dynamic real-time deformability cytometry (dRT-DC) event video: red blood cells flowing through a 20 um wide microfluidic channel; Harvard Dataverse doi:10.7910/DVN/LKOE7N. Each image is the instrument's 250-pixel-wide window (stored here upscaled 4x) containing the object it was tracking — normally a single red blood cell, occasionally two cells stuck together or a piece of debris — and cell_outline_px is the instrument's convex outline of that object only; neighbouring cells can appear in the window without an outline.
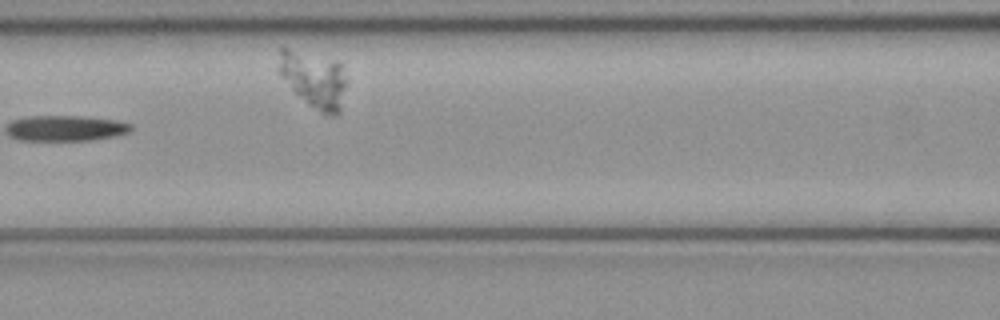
{"species": "common noctule bat (a hibernating species)", "species_latin": "Nyctalus noctula", "temperature_condition": "cold", "stored_images_in_passage": 6, "camera_frame_rate_fps": 3000, "um_per_image_px": 0.085, "animal": {"sex": "female", "body_mass_g": 21.9}, "frame": {"image": 1, "passage_image": 6, "time_ms": 1.667, "image_size_px": [1000, 320], "cell_outline_px": [[348, 84], [340, 112], [336, 116], [328, 116], [320, 112], [308, 104], [280, 76], [280, 48], [284, 48], [340, 60], [348, 80]], "centroid_in_image_um": [26.79, 6.77], "position_along_channel_um": 139.8, "area_um2": 22.54}}